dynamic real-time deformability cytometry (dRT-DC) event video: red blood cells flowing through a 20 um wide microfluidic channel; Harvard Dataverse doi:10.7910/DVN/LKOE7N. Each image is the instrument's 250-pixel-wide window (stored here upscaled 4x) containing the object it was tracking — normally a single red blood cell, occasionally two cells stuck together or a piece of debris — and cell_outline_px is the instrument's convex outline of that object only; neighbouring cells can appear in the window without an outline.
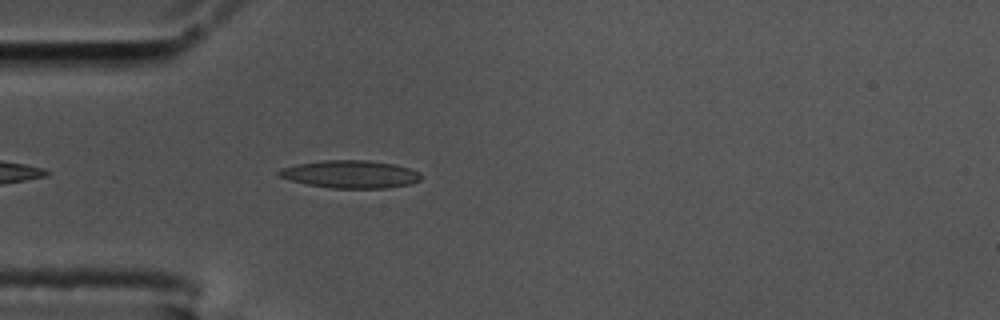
{"species": "common noctule bat (a hibernating species)", "species_latin": "Nyctalus noctula", "temperature_condition": "cold", "stored_images_in_passage": 9, "camera_frame_rate_fps": 3000, "um_per_image_px": 0.085, "animal": {"sex": "male", "body_mass_g": 17.5, "forearm_length_mm": 52.3}, "frame": {"image": 1, "passage_image": 4, "time_ms": 1.0, "image_size_px": [1000, 320], "cell_outline_px": [[420, 180], [412, 184], [388, 188], [332, 188], [308, 184], [292, 180], [280, 176], [276, 172], [280, 168], [296, 164], [324, 160], [368, 160], [392, 164], [408, 168], [420, 172]], "centroid_in_image_um": [29.79, 14.81], "position_along_channel_um": 55.2, "area_um2": 22.83}}